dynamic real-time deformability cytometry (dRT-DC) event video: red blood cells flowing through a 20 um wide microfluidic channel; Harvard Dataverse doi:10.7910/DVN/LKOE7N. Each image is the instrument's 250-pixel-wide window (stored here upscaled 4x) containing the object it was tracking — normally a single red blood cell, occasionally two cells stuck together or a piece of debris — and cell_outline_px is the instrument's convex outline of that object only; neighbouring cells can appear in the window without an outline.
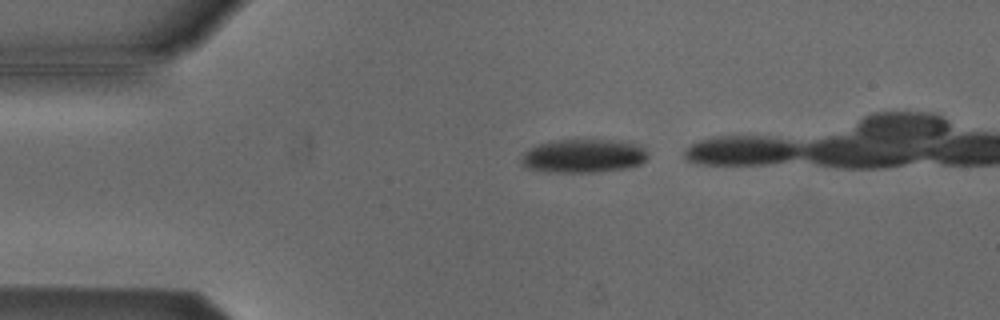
{"species": "Egyptian fruit bat (a non-hibernating species)", "species_latin": "Rousettus aegyptiacus", "temperature_condition": "cold", "stored_images_in_passage": 15, "camera_frame_rate_fps": 3000, "um_per_image_px": 0.085, "animal": {"sex": "male"}, "frame": {"image": 1, "passage_image": 3, "time_ms": 0.667, "image_size_px": [1000, 320], "cell_outline_px": [[648, 156], [640, 164], [628, 168], [600, 172], [548, 172], [524, 168], [520, 164], [520, 160], [524, 152], [528, 148], [536, 144], [556, 140], [612, 140], [636, 144], [644, 148], [648, 152]], "centroid_in_image_um": [49.54, 13.26], "position_along_channel_um": 35.5, "area_um2": 25.09}}
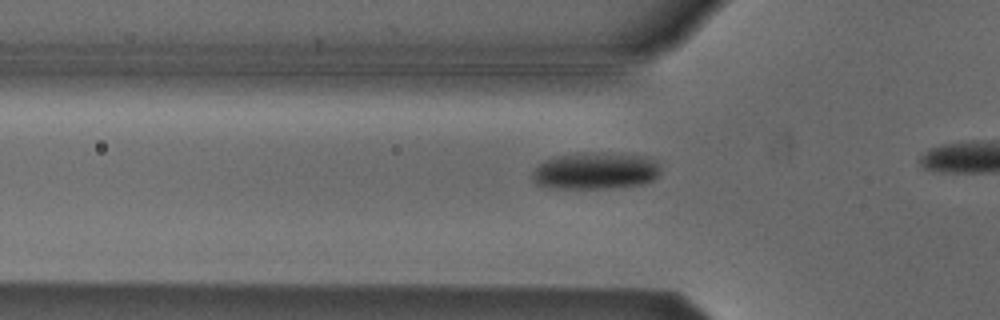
{"frame": {"image": 2, "passage_image": 9, "time_ms": 2.667, "image_size_px": [1000, 320], "cell_outline_px": [[660, 172], [652, 180], [644, 184], [612, 188], [556, 188], [536, 184], [532, 180], [532, 172], [544, 160], [552, 156], [576, 152], [584, 152], [644, 156], [656, 160], [660, 168]], "centroid_in_image_um": [50.58, 14.52], "position_along_channel_um": 75.2, "area_um2": 27.69}}
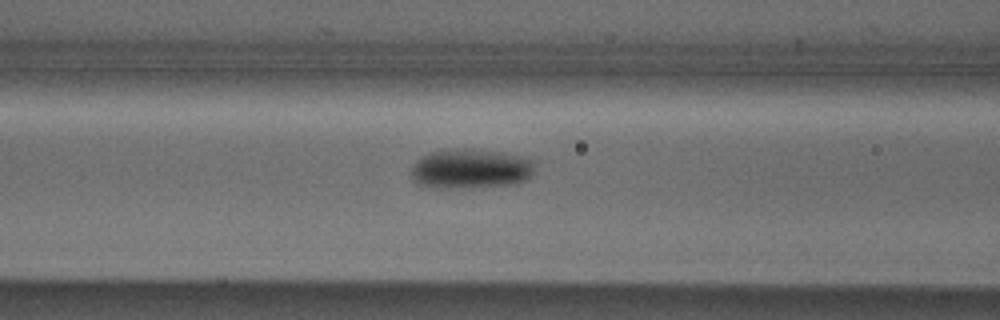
{"frame": {"image": 3, "passage_image": 13, "time_ms": 4.0, "image_size_px": [1000, 320], "cell_outline_px": [[532, 172], [524, 180], [516, 184], [460, 188], [440, 188], [420, 184], [412, 180], [412, 164], [420, 156], [428, 152], [448, 148], [472, 148], [504, 152], [524, 156], [532, 160]], "centroid_in_image_um": [39.95, 14.31], "position_along_channel_um": 126.6, "area_um2": 28.96}}